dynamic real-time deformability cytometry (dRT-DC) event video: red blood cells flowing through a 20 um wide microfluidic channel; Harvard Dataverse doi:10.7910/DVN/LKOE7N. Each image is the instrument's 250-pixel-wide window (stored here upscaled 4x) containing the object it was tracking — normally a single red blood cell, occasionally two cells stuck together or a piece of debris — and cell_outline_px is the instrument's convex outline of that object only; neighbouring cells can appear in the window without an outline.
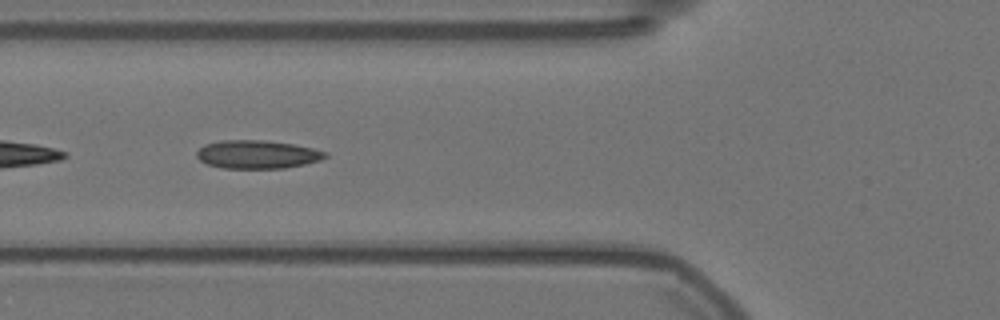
{"species": "Egyptian fruit bat (a non-hibernating species)", "species_latin": "Rousettus aegyptiacus", "temperature_condition": "warm", "stored_images_in_passage": 15, "camera_frame_rate_fps": 3000, "um_per_image_px": 0.085, "animal": {"sex": "female"}, "frame": {"image": 1, "passage_image": 6, "time_ms": 1.667, "image_size_px": [1000, 320], "cell_outline_px": [[328, 156], [320, 160], [304, 164], [284, 168], [220, 168], [208, 164], [200, 160], [196, 156], [196, 152], [204, 144], [220, 140], [264, 140], [292, 144], [312, 148], [328, 152]], "centroid_in_image_um": [21.85, 13.12], "position_along_channel_um": 103.9, "area_um2": 21.21}}
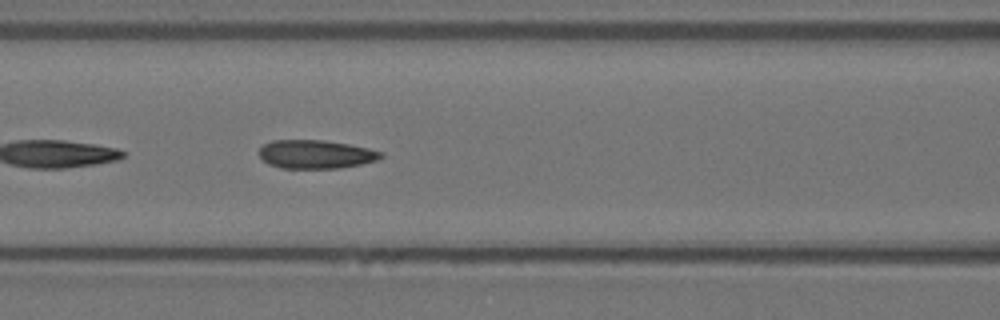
{"frame": {"image": 2, "passage_image": 9, "time_ms": 2.667, "image_size_px": [1000, 320], "cell_outline_px": [[384, 156], [376, 160], [360, 164], [340, 168], [280, 168], [268, 164], [260, 156], [260, 148], [264, 144], [272, 140], [324, 140], [348, 144], [368, 148], [384, 152]], "centroid_in_image_um": [26.85, 13.11], "position_along_channel_um": 139.8, "area_um2": 20.23}}
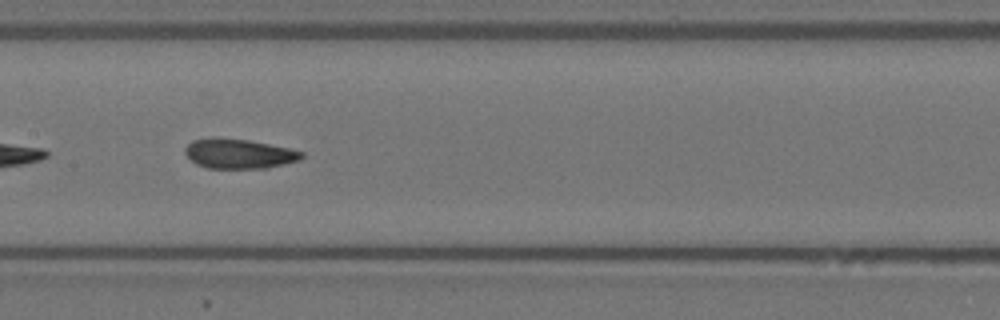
{"frame": {"image": 3, "passage_image": 13, "time_ms": 4.0, "image_size_px": [1000, 320], "cell_outline_px": [[304, 156], [300, 160], [268, 168], [208, 168], [196, 164], [184, 152], [184, 148], [192, 140], [212, 136], [248, 140], [288, 148], [304, 152]], "centroid_in_image_um": [20.29, 13.05], "position_along_channel_um": 187.1, "area_um2": 20.29}}